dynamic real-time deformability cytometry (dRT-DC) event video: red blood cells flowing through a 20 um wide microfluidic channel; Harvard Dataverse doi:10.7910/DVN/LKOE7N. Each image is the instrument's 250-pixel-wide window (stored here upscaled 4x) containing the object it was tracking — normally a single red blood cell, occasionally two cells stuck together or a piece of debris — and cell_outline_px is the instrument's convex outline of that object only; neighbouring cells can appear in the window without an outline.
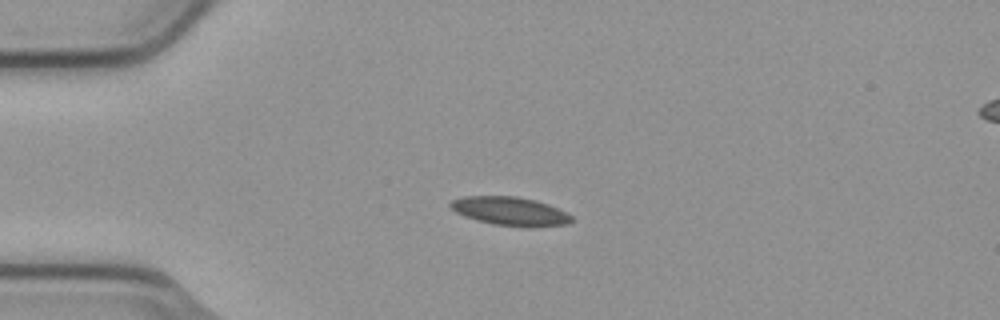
{"species": "common noctule bat (a hibernating species)", "species_latin": "Nyctalus noctula", "temperature_condition": "cold", "stored_images_in_passage": 4, "camera_frame_rate_fps": 3000, "um_per_image_px": 0.085, "animal": {"sex": "male", "body_mass_g": 23.1, "forearm_length_mm": 52.7}, "frame": {"image": 1, "passage_image": 3, "time_ms": 0.667, "image_size_px": [1000, 320], "cell_outline_px": [[572, 220], [564, 224], [532, 228], [528, 228], [492, 224], [476, 220], [464, 216], [456, 212], [448, 204], [452, 200], [464, 196], [516, 196], [536, 200], [548, 204], [572, 216]], "centroid_in_image_um": [43.33, 17.96], "position_along_channel_um": 41.7, "area_um2": 20.23}}